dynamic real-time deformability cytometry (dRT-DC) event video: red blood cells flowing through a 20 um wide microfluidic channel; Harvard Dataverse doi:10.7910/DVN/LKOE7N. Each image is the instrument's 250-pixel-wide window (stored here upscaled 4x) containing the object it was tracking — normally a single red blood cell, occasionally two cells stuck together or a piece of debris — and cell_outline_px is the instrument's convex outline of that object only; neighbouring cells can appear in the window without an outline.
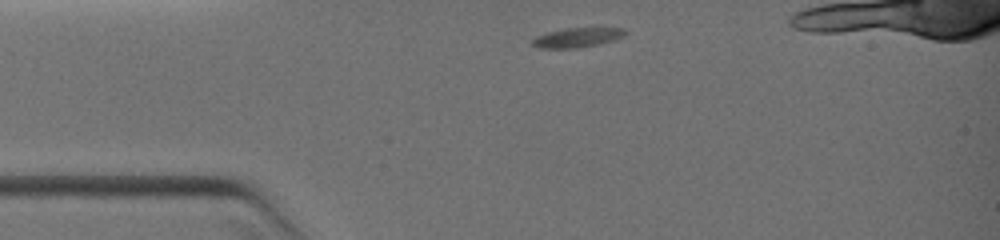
{"species": "common noctule bat (a hibernating species)", "species_latin": "Nyctalus noctula", "temperature_condition": "warm", "stored_images_in_passage": 45, "segment_of_instrument_passage": [1, 2], "camera_frame_rate_fps": 3000, "um_per_image_px": 0.085, "animal": {"sex": "female", "body_mass_g": 19.0, "forearm_length_mm": 51.5}, "frame": {"image": 1, "passage_image": 1, "time_ms": 0.0, "image_size_px": [1000, 240], "cell_outline_px": [[628, 32], [624, 36], [612, 40], [596, 44], [576, 48], [540, 48], [532, 44], [532, 40], [536, 36], [548, 32], [568, 28], [624, 28]], "centroid_in_image_um": [49.07, 3.18], "position_along_channel_um": 35.9, "area_um2": 10.35}}
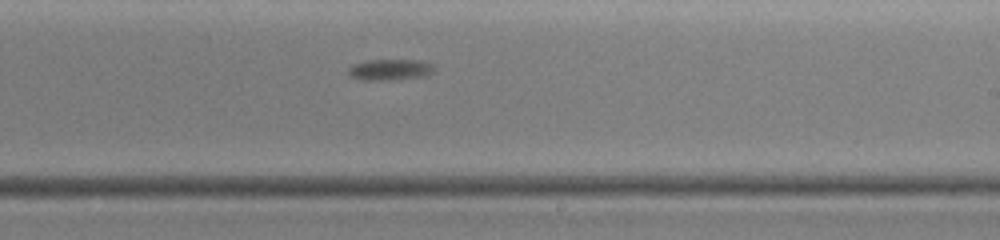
{"frame": {"image": 2, "passage_image": 32, "time_ms": 5.667, "image_size_px": [1000, 240], "cell_outline_px": [[436, 68], [428, 76], [388, 80], [364, 80], [352, 76], [348, 72], [348, 68], [364, 60], [416, 60], [432, 64]], "centroid_in_image_um": [33.19, 5.92], "position_along_channel_um": 255.8, "area_um2": 10.46}}
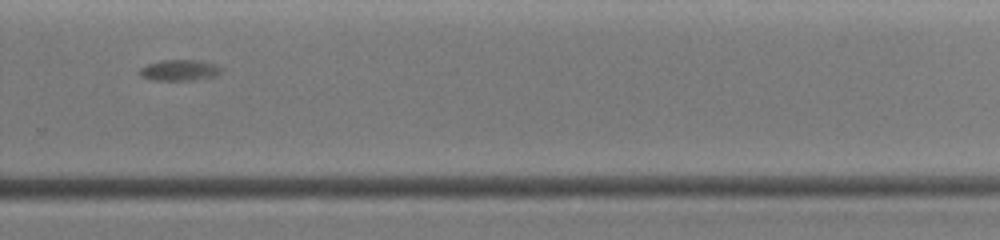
{"frame": {"image": 3, "passage_image": 39, "time_ms": 7.0, "image_size_px": [1000, 240], "cell_outline_px": [[224, 68], [216, 76], [192, 80], [156, 80], [140, 76], [140, 68], [148, 64], [160, 60], [200, 60], [216, 64]], "centroid_in_image_um": [15.3, 5.96], "position_along_channel_um": 314.5, "area_um2": 10.0}}